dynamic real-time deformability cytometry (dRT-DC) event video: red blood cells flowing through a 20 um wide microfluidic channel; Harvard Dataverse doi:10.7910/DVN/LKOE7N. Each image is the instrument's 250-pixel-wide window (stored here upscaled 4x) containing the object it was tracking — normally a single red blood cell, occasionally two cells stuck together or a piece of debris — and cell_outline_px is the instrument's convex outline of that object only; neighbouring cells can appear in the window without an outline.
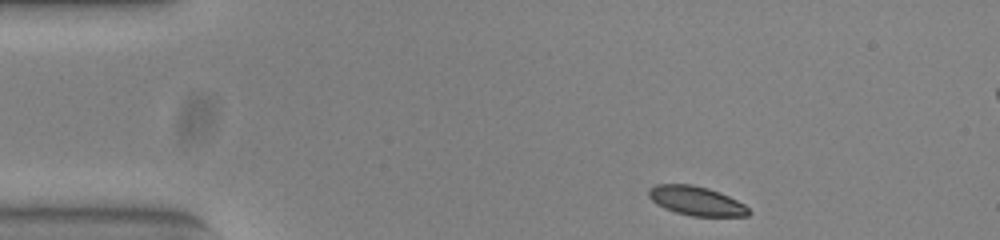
{"species": "common noctule bat (a hibernating species)", "species_latin": "Nyctalus noctula", "temperature_condition": "warm", "stored_images_in_passage": 47, "segment_of_instrument_passage": [1, 2], "camera_frame_rate_fps": 3000, "um_per_image_px": 0.085, "animal": {"sex": "female", "body_mass_g": 23.0, "forearm_length_mm": 53.4}, "frame": {"image": 1, "passage_image": 1, "time_ms": 0.0, "image_size_px": [1000, 240], "cell_outline_px": [[752, 212], [748, 216], [692, 216], [676, 212], [664, 208], [656, 204], [648, 196], [648, 188], [656, 184], [692, 184], [708, 188], [720, 192], [744, 204]], "centroid_in_image_um": [59.17, 17.07], "position_along_channel_um": 25.8, "area_um2": 17.05}}
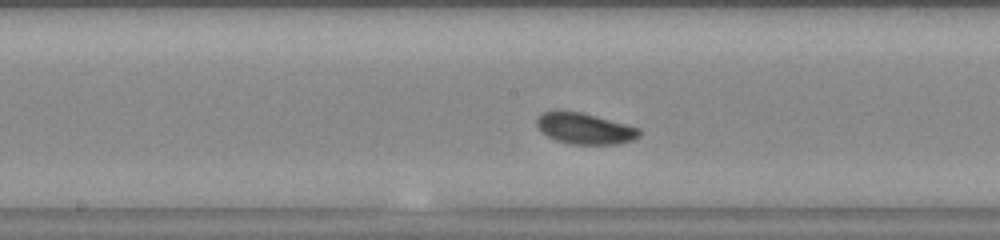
{"frame": {"image": 2, "passage_image": 20, "time_ms": 6.333, "image_size_px": [1000, 240], "cell_outline_px": [[640, 136], [632, 140], [620, 144], [572, 144], [556, 140], [548, 136], [536, 124], [536, 120], [544, 112], [580, 112], [596, 116], [640, 128]], "centroid_in_image_um": [49.76, 10.95], "position_along_channel_um": 198.4, "area_um2": 18.09}}
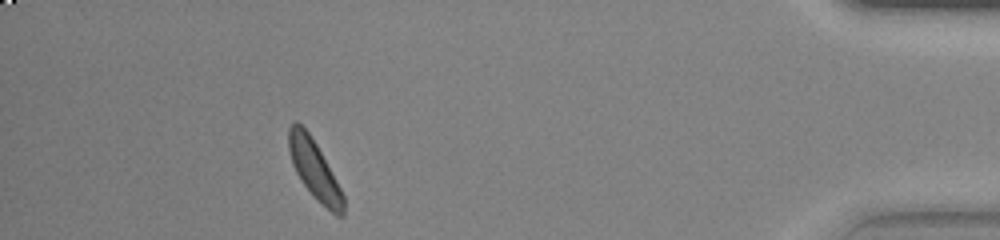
{"frame": {"image": 3, "passage_image": 41, "time_ms": 13.333, "image_size_px": [1000, 240], "cell_outline_px": [[344, 216], [336, 216], [304, 184], [296, 172], [292, 164], [288, 148], [288, 128], [296, 120], [308, 132], [316, 144], [336, 180], [344, 196]], "centroid_in_image_um": [26.71, 14.37], "position_along_channel_um": 408.5, "area_um2": 18.03}}